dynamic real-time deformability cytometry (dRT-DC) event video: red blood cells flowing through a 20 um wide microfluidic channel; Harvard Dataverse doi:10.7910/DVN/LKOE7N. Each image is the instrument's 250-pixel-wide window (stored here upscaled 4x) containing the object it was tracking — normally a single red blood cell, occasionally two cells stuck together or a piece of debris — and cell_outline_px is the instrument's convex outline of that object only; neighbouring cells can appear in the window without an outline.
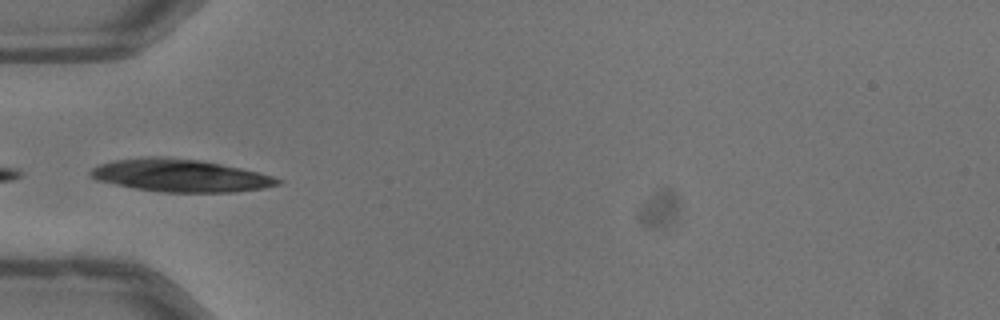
{"species": "common noctule bat (a hibernating species)", "species_latin": "Nyctalus noctula", "temperature_condition": "warm", "stored_images_in_passage": 3, "camera_frame_rate_fps": 3000, "um_per_image_px": 0.085, "animal": {"sex": "male", "body_mass_g": 13.3}, "frame": {"image": 1, "passage_image": 1, "time_ms": 0.0, "image_size_px": [1000, 320], "cell_outline_px": [[284, 180], [280, 184], [264, 188], [232, 192], [160, 192], [136, 188], [96, 180], [88, 176], [88, 172], [92, 168], [100, 164], [116, 160], [148, 156], [160, 156], [200, 160], [240, 168], [272, 176]], "centroid_in_image_um": [15.3, 14.92], "position_along_channel_um": 69.7, "area_um2": 35.43}}